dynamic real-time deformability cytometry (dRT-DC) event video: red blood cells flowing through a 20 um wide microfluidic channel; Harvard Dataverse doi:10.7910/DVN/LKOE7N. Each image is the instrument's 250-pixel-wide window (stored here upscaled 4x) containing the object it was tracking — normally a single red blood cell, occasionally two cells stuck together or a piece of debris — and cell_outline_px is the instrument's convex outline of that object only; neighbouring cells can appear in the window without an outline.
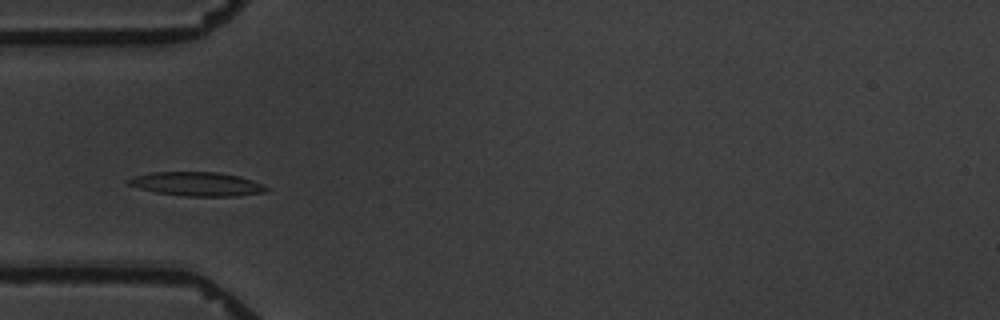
{"species": "common noctule bat (a hibernating species)", "species_latin": "Nyctalus noctula", "temperature_condition": "warm", "stored_images_in_passage": 9, "camera_frame_rate_fps": 3000, "um_per_image_px": 0.085, "animal": {"sex": "male", "body_mass_g": 19.5, "forearm_length_mm": 54.6}, "frame": {"image": 1, "passage_image": 6, "time_ms": 6.0, "image_size_px": [1000, 320], "cell_outline_px": [[268, 192], [236, 196], [184, 196], [156, 192], [140, 188], [128, 184], [124, 180], [136, 176], [152, 172], [220, 172], [240, 176], [264, 184], [268, 188]], "centroid_in_image_um": [16.78, 15.64], "position_along_channel_um": 68.2, "area_um2": 19.31}}
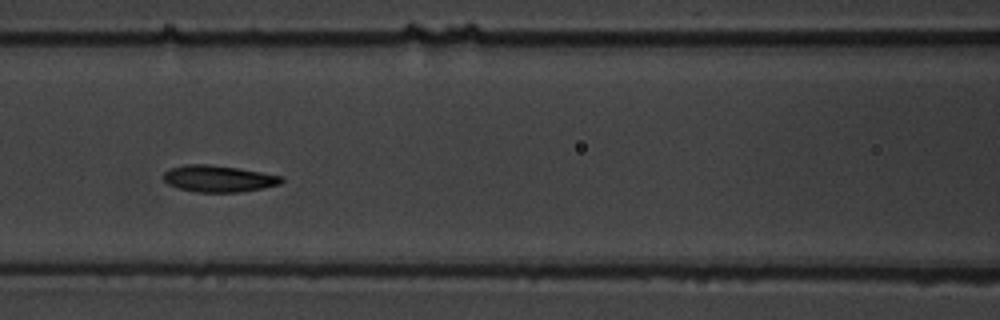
{"frame": {"image": 2, "passage_image": 8, "time_ms": 8.333, "image_size_px": [1000, 320], "cell_outline_px": [[284, 180], [280, 184], [264, 188], [240, 192], [196, 192], [176, 188], [168, 184], [164, 180], [164, 172], [172, 168], [184, 164], [208, 164], [240, 168], [284, 176]], "centroid_in_image_um": [18.6, 15.18], "position_along_channel_um": 148.0, "area_um2": 18.5}}
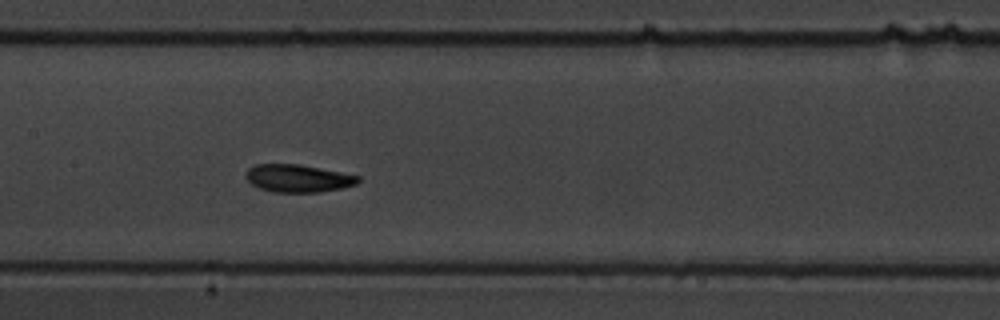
{"frame": {"image": 3, "passage_image": 9, "time_ms": 9.333, "image_size_px": [1000, 320], "cell_outline_px": [[360, 180], [356, 184], [340, 188], [320, 192], [272, 192], [260, 188], [252, 184], [244, 176], [248, 168], [256, 164], [300, 164], [360, 176]], "centroid_in_image_um": [25.31, 15.15], "position_along_channel_um": 182.1, "area_um2": 18.03}}